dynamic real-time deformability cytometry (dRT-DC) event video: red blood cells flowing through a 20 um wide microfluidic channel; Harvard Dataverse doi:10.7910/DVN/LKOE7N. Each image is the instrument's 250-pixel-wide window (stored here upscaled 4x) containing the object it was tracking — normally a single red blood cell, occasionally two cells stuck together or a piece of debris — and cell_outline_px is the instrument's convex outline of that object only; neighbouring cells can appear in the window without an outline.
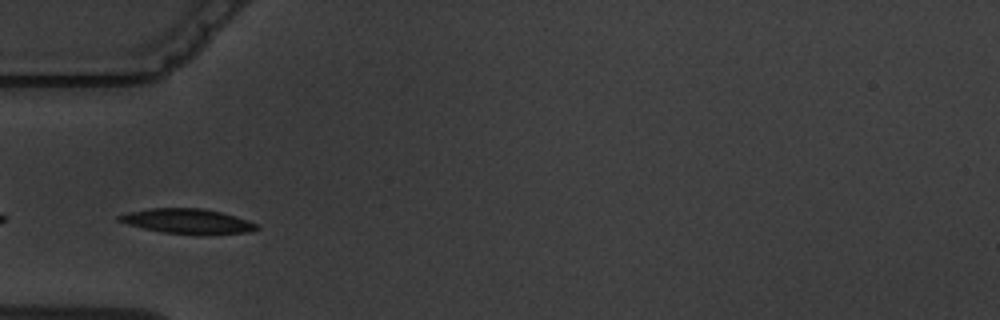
{"species": "common noctule bat (a hibernating species)", "species_latin": "Nyctalus noctula", "temperature_condition": "warm", "stored_images_in_passage": 6, "camera_frame_rate_fps": 3000, "um_per_image_px": 0.085, "animal": {"sex": "male", "body_mass_g": 19.5, "forearm_length_mm": 54.6}, "frame": {"image": 1, "passage_image": 3, "time_ms": 2.333, "image_size_px": [1000, 320], "cell_outline_px": [[260, 228], [248, 232], [164, 232], [144, 228], [128, 224], [116, 220], [116, 216], [128, 212], [152, 208], [204, 208], [220, 212], [248, 220], [256, 224]], "centroid_in_image_um": [15.86, 18.75], "position_along_channel_um": 69.1, "area_um2": 18.9}}